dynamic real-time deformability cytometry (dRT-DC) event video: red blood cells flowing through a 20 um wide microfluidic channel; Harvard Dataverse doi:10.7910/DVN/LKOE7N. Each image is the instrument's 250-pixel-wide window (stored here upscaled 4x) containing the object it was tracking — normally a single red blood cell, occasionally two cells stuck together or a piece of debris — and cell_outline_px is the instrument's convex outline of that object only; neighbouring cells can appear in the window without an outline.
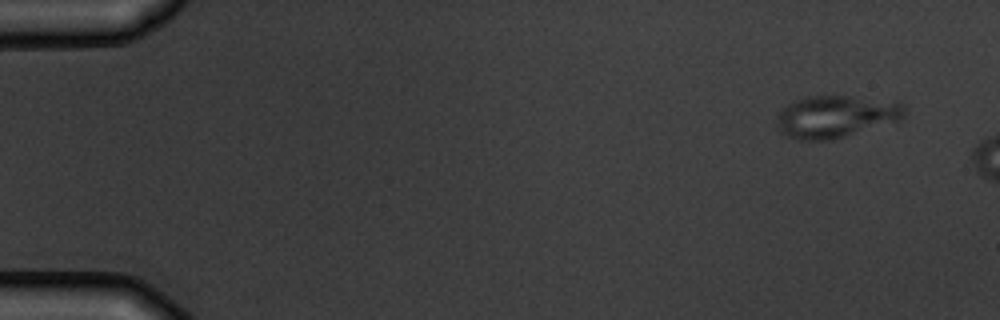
{"species": "common noctule bat (a hibernating species)", "species_latin": "Nyctalus noctula", "temperature_condition": "warm", "stored_images_in_passage": 4, "camera_frame_rate_fps": 3000, "um_per_image_px": 0.085, "animal": {"sex": "male", "body_mass_g": 19.5, "forearm_length_mm": 54.6}, "frame": {"image": 1, "passage_image": 1, "time_ms": 0.0, "image_size_px": [1000, 320], "cell_outline_px": [[904, 116], [900, 120], [844, 136], [828, 140], [800, 140], [788, 136], [780, 132], [776, 124], [776, 120], [780, 112], [788, 104], [796, 100], [808, 96], [848, 96], [900, 100], [904, 104]], "centroid_in_image_um": [71.08, 9.88], "position_along_channel_um": 13.9, "area_um2": 31.39}}